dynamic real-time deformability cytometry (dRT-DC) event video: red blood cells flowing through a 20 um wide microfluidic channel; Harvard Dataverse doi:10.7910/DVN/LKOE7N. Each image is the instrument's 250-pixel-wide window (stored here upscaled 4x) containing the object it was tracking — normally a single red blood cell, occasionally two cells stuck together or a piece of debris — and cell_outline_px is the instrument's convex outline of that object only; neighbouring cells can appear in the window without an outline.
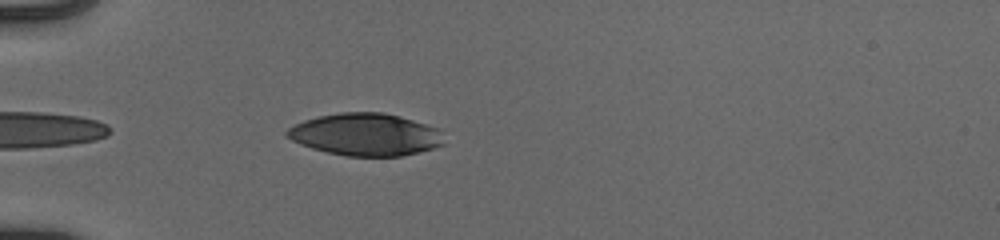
{"species": "human", "species_latin": "Homo sapiens", "temperature_condition": "cold", "stored_images_in_passage": 39, "camera_frame_rate_fps": 3000, "um_per_image_px": 0.085, "donor": {"sex": "male"}, "frame": {"image": 1, "passage_image": 3, "time_ms": 0.667, "image_size_px": [1000, 240], "cell_outline_px": [[444, 144], [432, 148], [400, 156], [348, 156], [328, 152], [312, 148], [300, 144], [284, 136], [284, 132], [288, 128], [304, 120], [320, 116], [340, 112], [384, 112], [400, 116], [440, 128]], "centroid_in_image_um": [31.06, 11.42], "position_along_channel_um": 53.9, "area_um2": 38.67}}
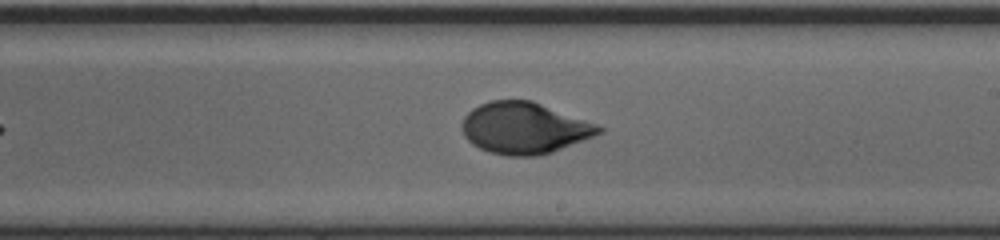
{"frame": {"image": 2, "passage_image": 19, "time_ms": 6.0, "image_size_px": [1000, 240], "cell_outline_px": [[604, 132], [552, 152], [540, 156], [508, 156], [488, 152], [472, 144], [464, 136], [460, 124], [464, 116], [472, 108], [488, 100], [532, 100], [596, 124], [604, 128]], "centroid_in_image_um": [44.53, 10.89], "position_along_channel_um": 244.5, "area_um2": 41.15}}
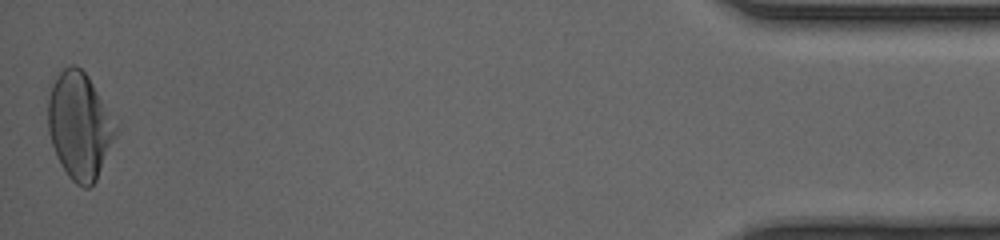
{"frame": {"image": 3, "passage_image": 39, "time_ms": 12.667, "image_size_px": [1000, 240], "cell_outline_px": [[116, 136], [96, 180], [88, 188], [84, 188], [76, 184], [68, 176], [56, 156], [48, 132], [48, 100], [52, 84], [60, 72], [64, 68], [72, 64], [76, 64], [88, 76], [116, 128]], "centroid_in_image_um": [6.72, 10.71], "position_along_channel_um": 428.5, "area_um2": 41.21}, "authors_computed_cell_mechanics": {"area_um2": 40.5178, "velocity_mm_per_s": 3.9499, "shape_relaxation_time_tau1_ms": 3.8136, "shape_relaxation_time_tau2_ms": 0.8778, "deformation_change_tau1": 0.1891, "deformation_change_tau2": 0.0379}}